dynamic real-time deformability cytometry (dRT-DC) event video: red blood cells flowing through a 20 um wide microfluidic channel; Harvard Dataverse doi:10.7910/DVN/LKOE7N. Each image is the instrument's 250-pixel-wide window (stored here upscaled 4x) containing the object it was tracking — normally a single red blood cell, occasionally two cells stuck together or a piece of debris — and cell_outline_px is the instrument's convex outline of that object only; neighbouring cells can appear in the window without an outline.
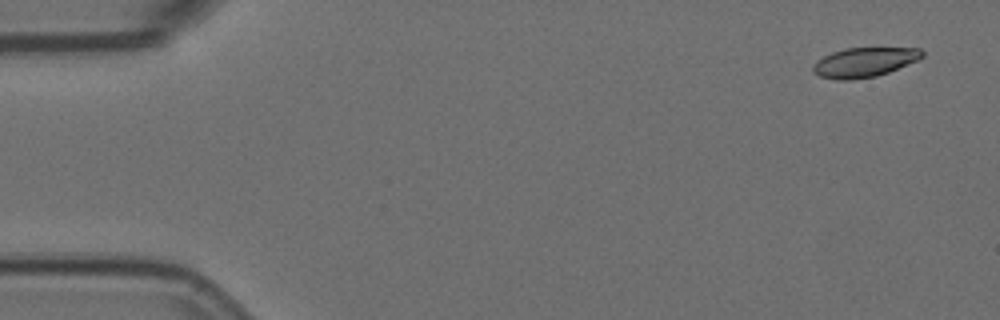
{"species": "Egyptian fruit bat (a non-hibernating species)", "species_latin": "Rousettus aegyptiacus", "temperature_condition": "room temperature", "stored_images_in_passage": 3, "camera_frame_rate_fps": 3000, "um_per_image_px": 0.085, "animal": {"sex": "female"}, "frame": {"image": 1, "passage_image": 1, "time_ms": 0.0, "image_size_px": [1000, 320], "cell_outline_px": [[924, 56], [916, 60], [888, 72], [876, 76], [848, 80], [836, 80], [820, 76], [812, 72], [812, 64], [816, 60], [832, 52], [844, 48], [920, 48], [924, 52]], "centroid_in_image_um": [73.41, 5.29], "position_along_channel_um": 11.6, "area_um2": 18.73}}